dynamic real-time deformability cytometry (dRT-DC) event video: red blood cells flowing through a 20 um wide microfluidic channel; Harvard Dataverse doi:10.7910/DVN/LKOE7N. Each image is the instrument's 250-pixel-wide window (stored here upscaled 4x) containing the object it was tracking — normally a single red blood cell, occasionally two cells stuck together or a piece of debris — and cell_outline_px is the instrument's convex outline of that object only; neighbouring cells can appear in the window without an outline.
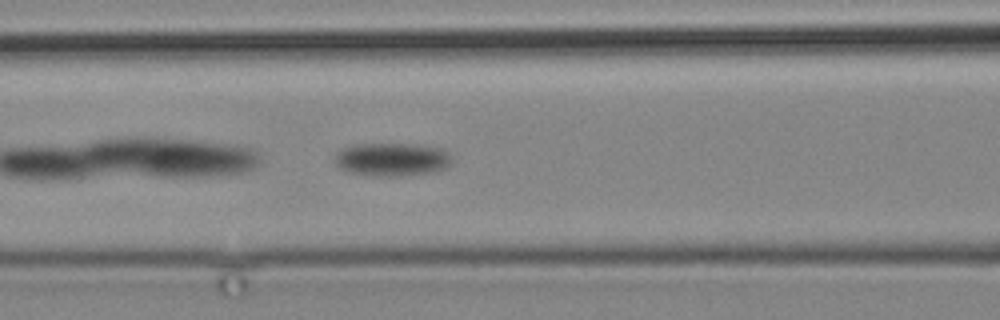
{"species": "common noctule bat (a hibernating species)", "species_latin": "Nyctalus noctula", "temperature_condition": "cold", "stored_images_in_passage": 11, "camera_frame_rate_fps": 3000, "um_per_image_px": 0.085, "animal": {"sex": "male", "body_mass_g": 19.2, "forearm_length_mm": 51.8}, "frame": {"image": 1, "passage_image": 4, "time_ms": 4.333, "image_size_px": [1000, 320], "cell_outline_px": [[452, 164], [448, 168], [440, 172], [396, 176], [376, 176], [348, 172], [340, 168], [332, 160], [336, 152], [344, 148], [356, 144], [420, 144], [444, 148], [452, 156]], "centroid_in_image_um": [33.39, 13.55], "position_along_channel_um": 133.2, "area_um2": 23.35}}
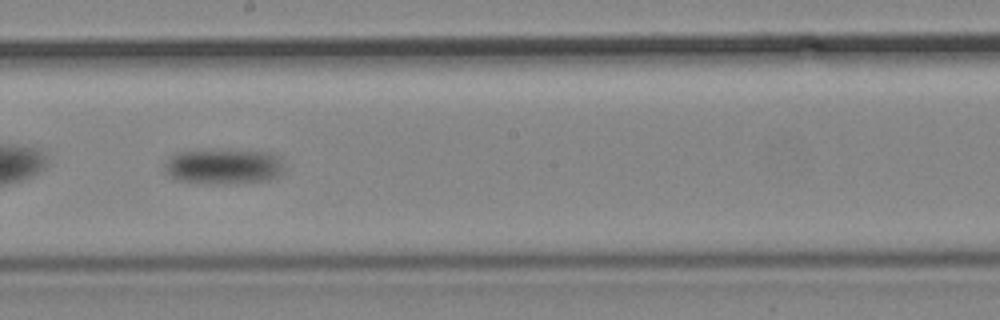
{"frame": {"image": 2, "passage_image": 7, "time_ms": 8.0, "image_size_px": [1000, 320], "cell_outline_px": [[284, 172], [268, 180], [176, 180], [168, 176], [164, 172], [164, 164], [176, 152], [204, 148], [212, 148], [268, 152], [276, 156], [280, 160], [284, 168]], "centroid_in_image_um": [18.95, 14.04], "position_along_channel_um": 229.3, "area_um2": 23.81}}
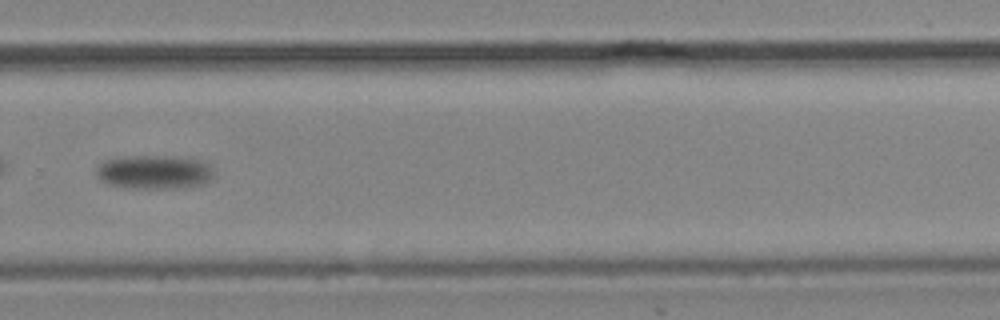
{"frame": {"image": 3, "passage_image": 10, "time_ms": 11.333, "image_size_px": [1000, 320], "cell_outline_px": [[212, 176], [204, 184], [180, 188], [124, 188], [108, 184], [100, 180], [96, 176], [96, 168], [104, 160], [120, 156], [180, 156], [200, 160], [208, 164], [212, 168]], "centroid_in_image_um": [13.07, 14.62], "position_along_channel_um": 316.7, "area_um2": 23.52}}